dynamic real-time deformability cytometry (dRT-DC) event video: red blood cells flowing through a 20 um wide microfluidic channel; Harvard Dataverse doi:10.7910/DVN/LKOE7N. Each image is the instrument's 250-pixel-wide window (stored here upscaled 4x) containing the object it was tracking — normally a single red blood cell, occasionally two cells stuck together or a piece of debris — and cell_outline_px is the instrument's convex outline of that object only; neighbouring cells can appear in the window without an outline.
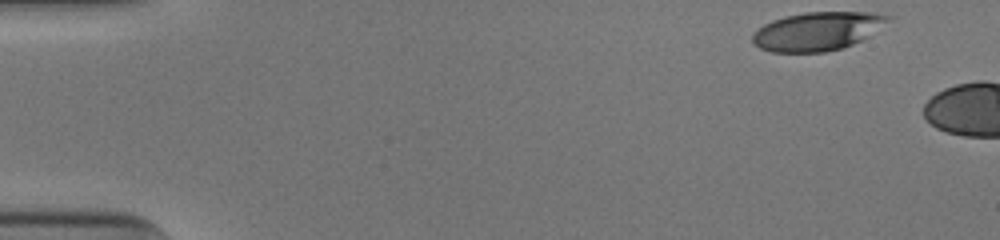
{"species": "human", "species_latin": "Homo sapiens", "temperature_condition": "cold", "stored_images_in_passage": 5, "camera_frame_rate_fps": 3000, "um_per_image_px": 0.085, "donor": {"sex": "male"}, "frame": {"image": 1, "passage_image": 1, "time_ms": 0.0, "image_size_px": [1000, 240], "cell_outline_px": [[896, 16], [868, 36], [852, 44], [840, 48], [824, 52], [772, 52], [760, 48], [752, 44], [752, 32], [764, 24], [772, 20], [784, 16], [804, 12], [872, 12]], "centroid_in_image_um": [69.46, 2.64], "position_along_channel_um": 15.5, "area_um2": 30.58}}